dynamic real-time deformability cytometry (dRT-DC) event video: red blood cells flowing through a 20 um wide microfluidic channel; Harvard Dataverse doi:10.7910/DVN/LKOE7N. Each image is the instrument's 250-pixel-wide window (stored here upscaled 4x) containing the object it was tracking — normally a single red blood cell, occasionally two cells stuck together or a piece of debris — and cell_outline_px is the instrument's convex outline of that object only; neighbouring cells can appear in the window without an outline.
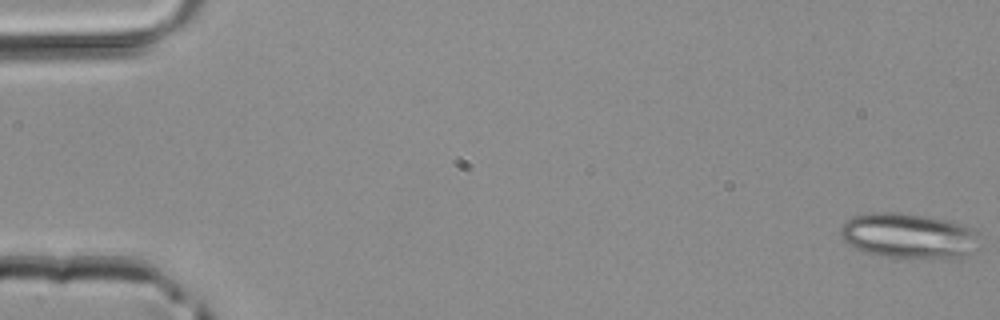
{"species": "common noctule bat (a hibernating species)", "species_latin": "Nyctalus noctula", "temperature_condition": "room temperature", "stored_images_in_passage": 6, "camera_frame_rate_fps": 3000, "um_per_image_px": 0.085, "animal": {"sex": "male", "body_mass_g": 20.4}, "frame": {"image": 1, "passage_image": 1, "time_ms": 0.0, "image_size_px": [1000, 320], "cell_outline_px": [[980, 248], [976, 252], [960, 260], [880, 256], [856, 248], [848, 244], [840, 236], [840, 228], [852, 216], [868, 212], [900, 212], [944, 220], [960, 224], [972, 228]], "centroid_in_image_um": [77.28, 20.08], "position_along_channel_um": 7.7, "area_um2": 37.05}}